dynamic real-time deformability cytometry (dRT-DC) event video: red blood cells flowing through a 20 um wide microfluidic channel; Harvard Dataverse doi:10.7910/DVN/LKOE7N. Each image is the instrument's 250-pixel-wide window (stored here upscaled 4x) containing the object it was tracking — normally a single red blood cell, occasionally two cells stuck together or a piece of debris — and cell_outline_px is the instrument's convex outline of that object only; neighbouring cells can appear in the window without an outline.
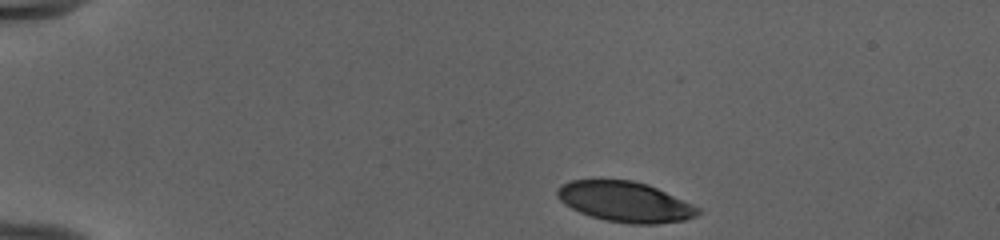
{"species": "human", "species_latin": "Homo sapiens", "temperature_condition": "cold", "stored_images_in_passage": 43, "camera_frame_rate_fps": 3000, "um_per_image_px": 0.085, "donor": {"sex": "female"}, "frame": {"image": 1, "passage_image": 1, "time_ms": 0.0, "image_size_px": [1000, 240], "cell_outline_px": [[700, 212], [696, 216], [684, 220], [656, 224], [628, 224], [604, 220], [580, 212], [564, 204], [556, 196], [556, 188], [560, 184], [572, 180], [632, 180], [648, 184], [692, 204], [700, 208]], "centroid_in_image_um": [53.11, 17.15], "position_along_channel_um": 31.9, "area_um2": 33.06}}
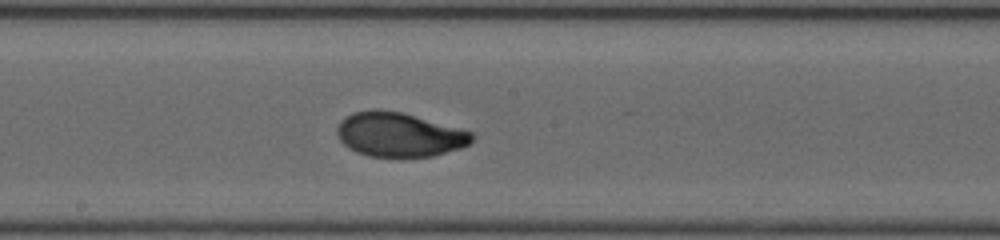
{"frame": {"image": 2, "passage_image": 21, "time_ms": 6.667, "image_size_px": [1000, 240], "cell_outline_px": [[476, 136], [468, 144], [460, 148], [432, 156], [368, 156], [356, 152], [348, 148], [340, 140], [336, 132], [336, 128], [340, 120], [352, 112], [372, 108], [376, 108], [404, 112], [472, 132]], "centroid_in_image_um": [33.89, 11.41], "position_along_channel_um": 214.3, "area_um2": 34.97}}
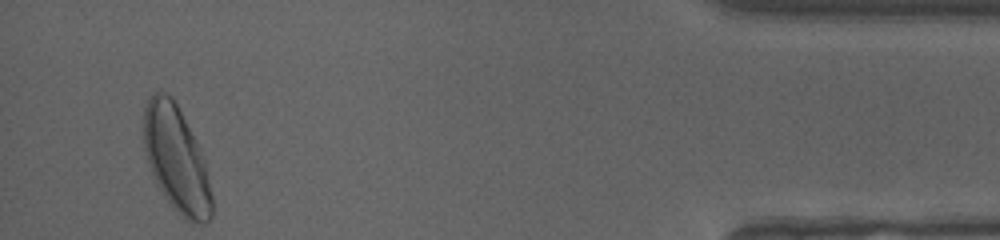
{"frame": {"image": 3, "passage_image": 41, "time_ms": 13.333, "image_size_px": [1000, 240], "cell_outline_px": [[212, 216], [204, 224], [196, 224], [188, 220], [176, 212], [172, 208], [156, 184], [144, 148], [144, 108], [152, 92], [164, 92], [172, 96], [196, 140], [200, 148], [204, 160], [208, 176], [212, 196]], "centroid_in_image_um": [15.0, 13.55], "position_along_channel_um": 420.2, "area_um2": 41.85}, "authors_computed_cell_mechanics": {"area_um2": 34.3332, "velocity_mm_per_s": 3.975, "shape_relaxation_time_tau1_ms": 3.1744, "shape_relaxation_time_tau2_ms": null, "deformation_change_tau1": 0.1678, "deformation_change_tau2": null}}